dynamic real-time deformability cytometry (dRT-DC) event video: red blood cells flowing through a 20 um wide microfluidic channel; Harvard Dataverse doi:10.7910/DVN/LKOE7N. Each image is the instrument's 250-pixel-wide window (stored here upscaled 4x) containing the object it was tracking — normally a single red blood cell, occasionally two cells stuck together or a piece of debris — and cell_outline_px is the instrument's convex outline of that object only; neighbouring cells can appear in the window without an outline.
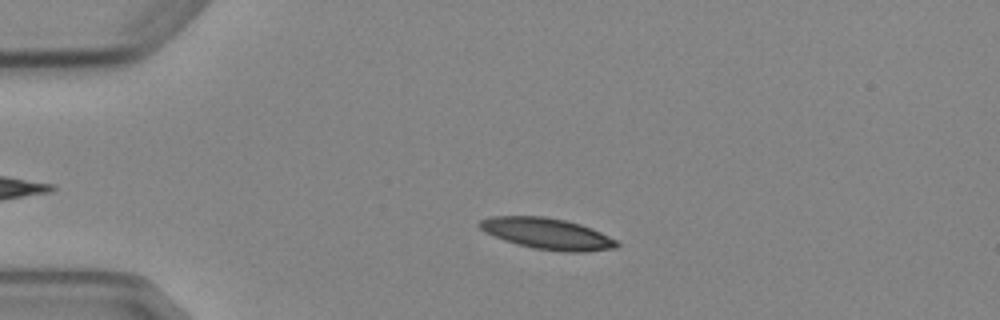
{"species": "Egyptian fruit bat (a non-hibernating species)", "species_latin": "Rousettus aegyptiacus", "temperature_condition": "cold", "stored_images_in_passage": 3, "camera_frame_rate_fps": 3000, "um_per_image_px": 0.085, "animal": {"sex": "female"}, "frame": {"image": 1, "passage_image": 2, "time_ms": 1.0, "image_size_px": [1000, 320], "cell_outline_px": [[620, 244], [616, 248], [584, 252], [568, 252], [532, 248], [516, 244], [484, 232], [476, 224], [480, 220], [492, 216], [544, 216], [564, 220], [580, 224], [592, 228], [616, 240]], "centroid_in_image_um": [46.5, 19.86], "position_along_channel_um": 38.5, "area_um2": 24.91}}